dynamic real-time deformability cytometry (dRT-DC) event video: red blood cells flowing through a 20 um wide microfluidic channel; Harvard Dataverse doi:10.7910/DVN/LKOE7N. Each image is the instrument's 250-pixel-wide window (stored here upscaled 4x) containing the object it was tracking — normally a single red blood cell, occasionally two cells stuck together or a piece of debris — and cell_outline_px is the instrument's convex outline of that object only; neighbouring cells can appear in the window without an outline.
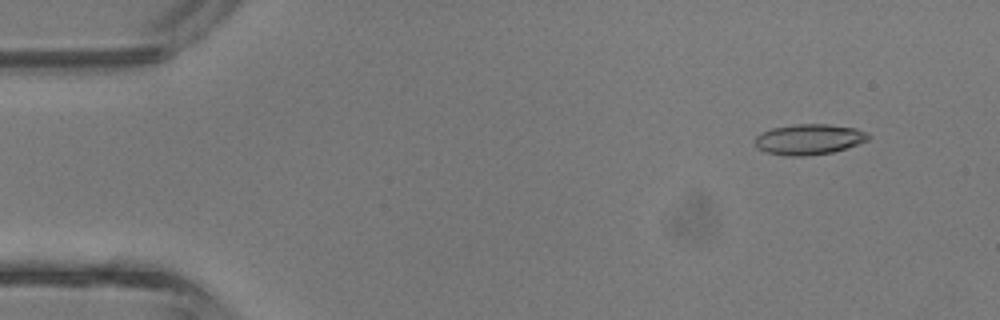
{"species": "common noctule bat (a hibernating species)", "species_latin": "Nyctalus noctula", "temperature_condition": "room temperature", "stored_images_in_passage": 43, "camera_frame_rate_fps": 3000, "um_per_image_px": 0.085, "animal": {"sex": "male", "body_mass_g": 13.3}, "frame": {"image": 1, "passage_image": 4, "time_ms": 1.0, "image_size_px": [1000, 320], "cell_outline_px": [[872, 136], [868, 140], [832, 152], [804, 156], [784, 156], [768, 152], [756, 148], [756, 136], [760, 132], [772, 128], [796, 124], [828, 124], [856, 128]], "centroid_in_image_um": [68.74, 11.84], "position_along_channel_um": 16.3, "area_um2": 20.06}}
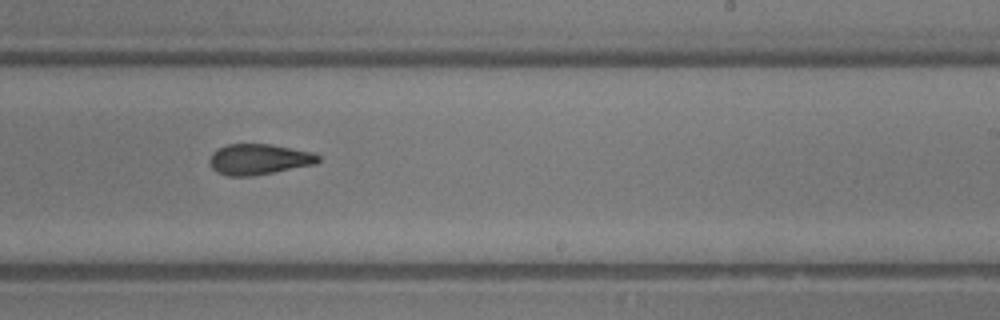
{"frame": {"image": 2, "passage_image": 26, "time_ms": 8.333, "image_size_px": [1000, 320], "cell_outline_px": [[320, 160], [316, 164], [252, 176], [228, 176], [216, 172], [212, 168], [208, 160], [212, 152], [216, 148], [228, 144], [272, 144], [312, 152], [320, 156]], "centroid_in_image_um": [21.98, 13.53], "position_along_channel_um": 267.0, "area_um2": 19.59}}
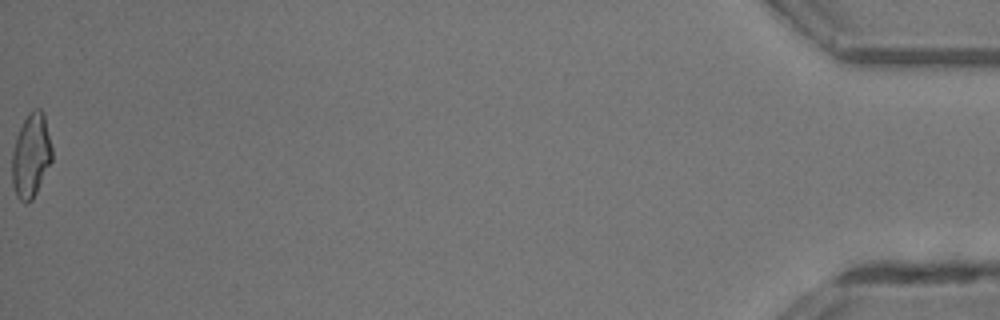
{"frame": {"image": 3, "passage_image": 43, "time_ms": 14.0, "image_size_px": [1000, 320], "cell_outline_px": [[52, 160], [32, 200], [28, 204], [24, 204], [16, 196], [12, 184], [12, 152], [16, 136], [28, 112], [32, 108], [40, 108], [44, 112], [52, 148]], "centroid_in_image_um": [2.63, 13.21], "position_along_channel_um": 432.6, "area_um2": 19.77}, "authors_computed_cell_mechanics": {"area_um2": 19.7676, "velocity_mm_per_s": 4.8241, "shape_relaxation_time_tau1_ms": 8.7599, "shape_relaxation_time_tau2_ms": 1.3896, "deformation_change_tau1": 0.2396, "deformation_change_tau2": 0.1024}}